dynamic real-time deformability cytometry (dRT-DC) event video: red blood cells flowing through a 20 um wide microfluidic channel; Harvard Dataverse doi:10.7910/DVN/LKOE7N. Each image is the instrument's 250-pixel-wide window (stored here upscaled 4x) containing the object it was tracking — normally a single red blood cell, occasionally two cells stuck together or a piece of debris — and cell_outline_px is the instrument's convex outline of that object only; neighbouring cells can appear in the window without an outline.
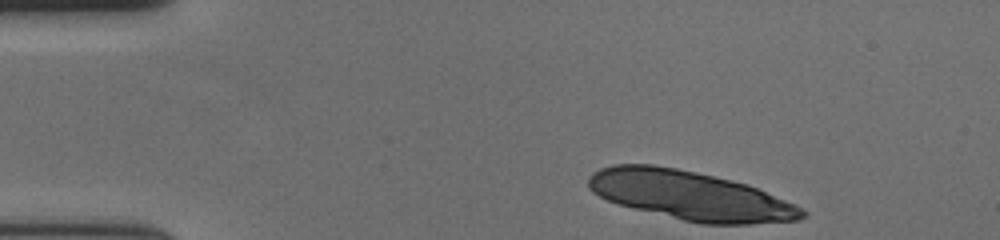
{"species": "human", "species_latin": "Homo sapiens", "temperature_condition": "cold", "stored_images_in_passage": 42, "camera_frame_rate_fps": 3000, "um_per_image_px": 0.085, "donor": {"sex": "female"}, "frame": {"image": 1, "passage_image": 1, "time_ms": 0.0, "image_size_px": [1000, 240], "cell_outline_px": [[808, 216], [800, 220], [752, 224], [700, 224], [632, 208], [616, 204], [592, 192], [588, 188], [588, 176], [592, 172], [600, 168], [612, 164], [652, 164], [676, 168], [696, 172], [732, 180], [748, 184], [796, 204], [804, 208], [808, 212]], "centroid_in_image_um": [58.68, 16.62], "position_along_channel_um": 26.3, "area_um2": 61.44}}
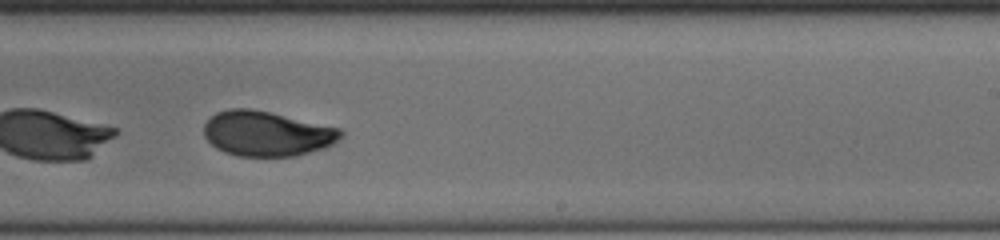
{"frame": {"image": 2, "passage_image": 28, "time_ms": 9.0, "image_size_px": [1000, 240], "cell_outline_px": [[344, 136], [332, 144], [324, 148], [296, 156], [236, 156], [224, 152], [216, 148], [204, 136], [204, 124], [216, 112], [228, 108], [252, 108], [272, 112], [340, 128], [344, 132]], "centroid_in_image_um": [22.69, 11.35], "position_along_channel_um": 266.3, "area_um2": 36.18}}
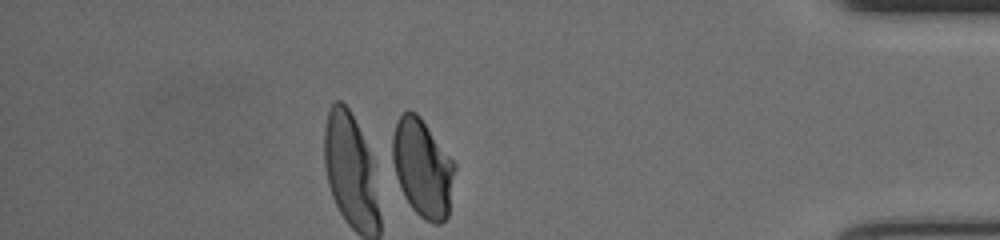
{"frame": {"image": 3, "passage_image": 42, "time_ms": 13.667, "image_size_px": [1000, 240], "cell_outline_px": [[456, 168], [448, 216], [440, 224], [432, 224], [424, 220], [412, 208], [404, 196], [400, 188], [388, 160], [392, 136], [396, 120], [408, 108], [416, 112], [420, 116], [456, 164]], "centroid_in_image_um": [35.87, 14.26], "position_along_channel_um": 399.3, "area_um2": 36.53}, "authors_computed_cell_mechanics": {"area_um2": 37.1654, "velocity_mm_per_s": 3.6326, "shape_relaxation_time_tau1_ms": 4.5414, "shape_relaxation_time_tau2_ms": 1.9231, "deformation_change_tau1": 0.1488, "deformation_change_tau2": 0.053}}